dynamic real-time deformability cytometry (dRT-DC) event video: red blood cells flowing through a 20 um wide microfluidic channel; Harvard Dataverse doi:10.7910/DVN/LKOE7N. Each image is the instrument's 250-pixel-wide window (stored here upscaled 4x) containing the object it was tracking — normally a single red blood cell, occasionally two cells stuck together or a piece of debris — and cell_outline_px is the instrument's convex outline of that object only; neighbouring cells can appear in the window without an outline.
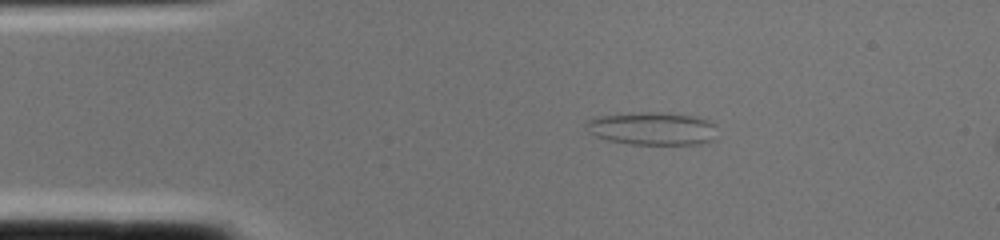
{"species": "common noctule bat (a hibernating species)", "species_latin": "Nyctalus noctula", "temperature_condition": "cold", "stored_images_in_passage": 2, "camera_frame_rate_fps": 3000, "um_per_image_px": 0.085, "animal": {"sex": "female", "body_mass_g": 22.0, "forearm_length_mm": 56.7}, "frame": {"image": 1, "passage_image": 1, "time_ms": 0.0, "image_size_px": [1000, 240], "cell_outline_px": [[712, 140], [700, 144], [628, 144], [608, 140], [596, 136], [588, 132], [584, 128], [584, 124], [588, 120], [596, 116], [640, 112], [660, 112], [696, 116], [708, 120], [712, 124]], "centroid_in_image_um": [55.34, 10.92], "position_along_channel_um": 29.7, "area_um2": 25.03}}